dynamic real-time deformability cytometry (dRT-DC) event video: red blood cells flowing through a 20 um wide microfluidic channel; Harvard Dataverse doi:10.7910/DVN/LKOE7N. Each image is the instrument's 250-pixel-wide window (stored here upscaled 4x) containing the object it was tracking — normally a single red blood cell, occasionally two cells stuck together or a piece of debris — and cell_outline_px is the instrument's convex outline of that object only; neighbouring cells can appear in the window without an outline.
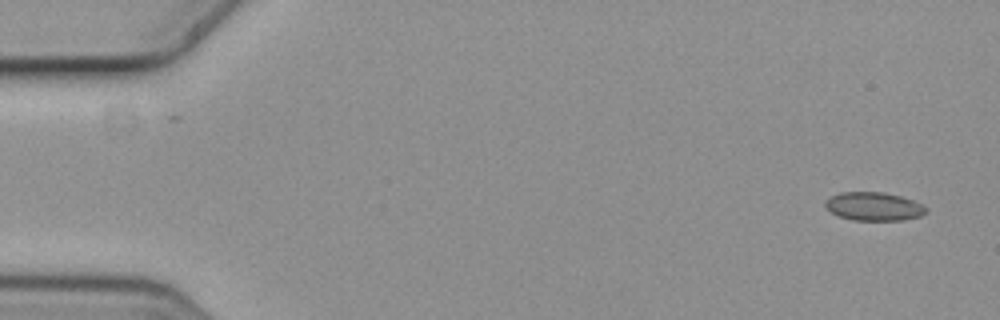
{"species": "common noctule bat (a hibernating species)", "species_latin": "Nyctalus noctula", "temperature_condition": "cold", "stored_images_in_passage": 2, "camera_frame_rate_fps": 3000, "um_per_image_px": 0.085, "animal": {"sex": "female", "body_mass_g": 19.3, "forearm_length_mm": 54.1}, "frame": {"image": 1, "passage_image": 2, "time_ms": 0.333, "image_size_px": [1000, 320], "cell_outline_px": [[928, 212], [920, 216], [904, 220], [852, 220], [840, 216], [832, 212], [824, 204], [832, 196], [840, 192], [884, 192], [900, 196], [912, 200], [928, 208]], "centroid_in_image_um": [74.32, 17.55], "position_along_channel_um": 10.7, "area_um2": 16.53}}